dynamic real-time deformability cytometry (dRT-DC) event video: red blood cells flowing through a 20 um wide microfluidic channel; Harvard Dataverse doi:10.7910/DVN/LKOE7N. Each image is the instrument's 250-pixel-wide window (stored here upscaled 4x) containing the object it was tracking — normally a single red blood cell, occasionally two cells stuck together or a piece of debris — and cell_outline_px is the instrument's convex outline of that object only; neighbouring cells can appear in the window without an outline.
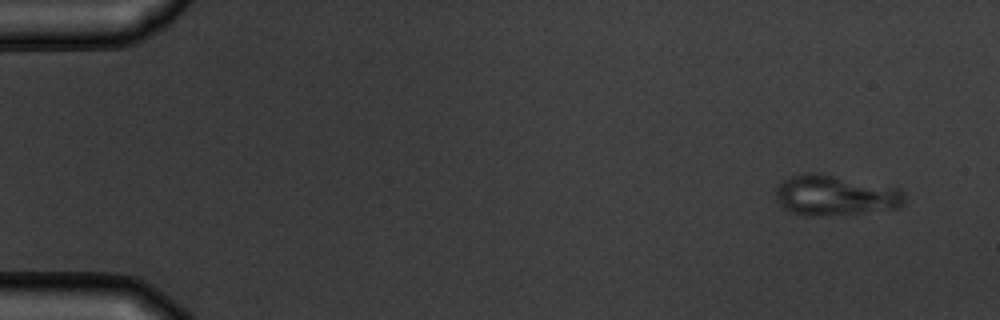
{"species": "common noctule bat (a hibernating species)", "species_latin": "Nyctalus noctula", "temperature_condition": "warm", "stored_images_in_passage": 4, "camera_frame_rate_fps": 3000, "um_per_image_px": 0.085, "animal": {"sex": "male", "body_mass_g": 19.5, "forearm_length_mm": 54.6}, "frame": {"image": 1, "passage_image": 4, "time_ms": 4.333, "image_size_px": [1000, 320], "cell_outline_px": [[904, 204], [900, 208], [860, 212], [812, 216], [804, 216], [788, 212], [780, 208], [776, 200], [776, 188], [784, 180], [792, 176], [804, 172], [816, 172], [900, 188], [904, 192]], "centroid_in_image_um": [70.95, 16.6], "position_along_channel_um": 14.1, "area_um2": 30.46}}